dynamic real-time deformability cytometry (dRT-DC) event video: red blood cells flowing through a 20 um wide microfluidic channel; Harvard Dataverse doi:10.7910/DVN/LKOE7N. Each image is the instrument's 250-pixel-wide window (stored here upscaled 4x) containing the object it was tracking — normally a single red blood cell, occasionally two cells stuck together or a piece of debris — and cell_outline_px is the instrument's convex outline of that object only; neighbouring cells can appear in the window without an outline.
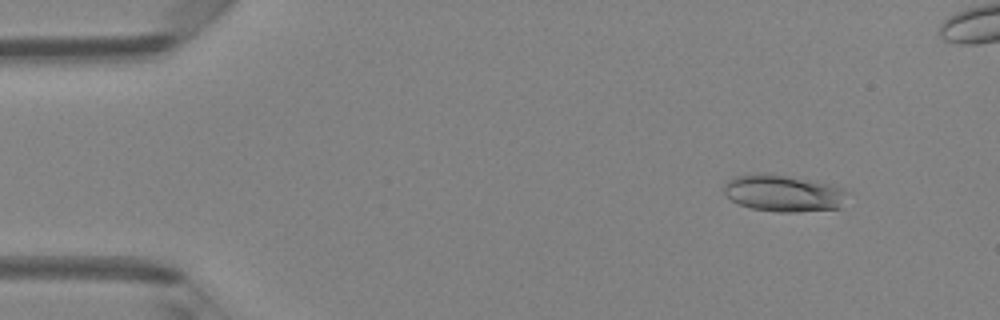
{"species": "Egyptian fruit bat (a non-hibernating species)", "species_latin": "Rousettus aegyptiacus", "temperature_condition": "room temperature", "stored_images_in_passage": 50, "camera_frame_rate_fps": 3000, "um_per_image_px": 0.085, "animal": {"sex": "female"}, "frame": {"image": 1, "passage_image": 6, "time_ms": 1.667, "image_size_px": [1000, 320], "cell_outline_px": [[848, 192], [840, 208], [796, 212], [776, 212], [752, 208], [740, 204], [732, 200], [724, 192], [724, 184], [732, 176], [756, 172], [768, 172], [832, 184], [844, 188]], "centroid_in_image_um": [66.58, 16.4], "position_along_channel_um": 18.4, "area_um2": 26.82}}
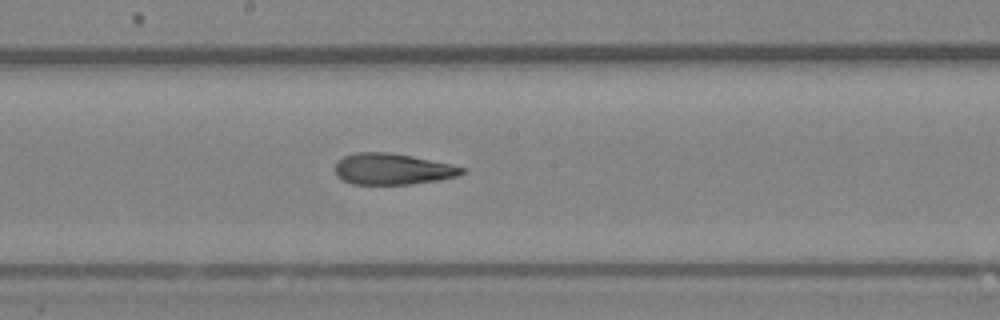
{"frame": {"image": 2, "passage_image": 27, "time_ms": 8.667, "image_size_px": [1000, 320], "cell_outline_px": [[468, 168], [464, 172], [456, 176], [436, 180], [412, 184], [352, 184], [336, 176], [332, 168], [336, 160], [344, 156], [356, 152], [388, 152], [412, 156]], "centroid_in_image_um": [33.28, 14.36], "position_along_channel_um": 214.9, "area_um2": 23.18}}
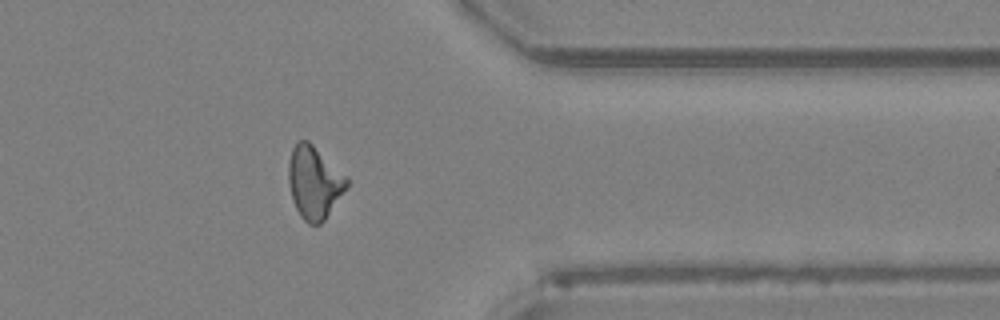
{"frame": {"image": 3, "passage_image": 40, "time_ms": 13.0, "image_size_px": [1000, 320], "cell_outline_px": [[352, 184], [324, 220], [320, 224], [308, 224], [300, 216], [292, 200], [288, 180], [288, 160], [292, 148], [296, 140], [308, 140], [348, 176], [352, 180]], "centroid_in_image_um": [26.75, 15.49], "position_along_channel_um": 384.7, "area_um2": 25.37}, "authors_computed_cell_mechanics": {"area_um2": 23.987, "velocity_mm_per_s": 4.1735, "shape_relaxation_time_tau1_ms": 8.1583, "shape_relaxation_time_tau2_ms": 2.4595, "deformation_change_tau1": 0.2155, "deformation_change_tau2": 0.1281}}